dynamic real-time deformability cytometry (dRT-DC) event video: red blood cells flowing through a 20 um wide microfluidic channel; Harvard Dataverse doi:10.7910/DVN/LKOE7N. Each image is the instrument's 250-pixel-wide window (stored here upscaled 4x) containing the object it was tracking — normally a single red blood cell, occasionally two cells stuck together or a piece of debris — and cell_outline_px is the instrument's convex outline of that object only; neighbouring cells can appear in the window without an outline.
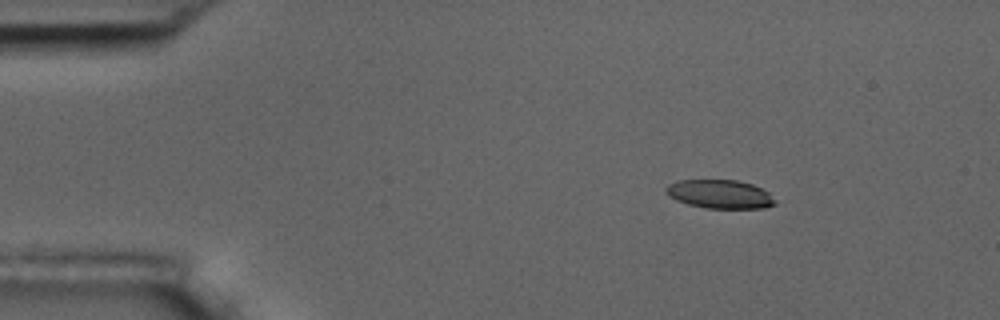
{"species": "common noctule bat (a hibernating species)", "species_latin": "Nyctalus noctula", "temperature_condition": "room temperature", "stored_images_in_passage": 5, "camera_frame_rate_fps": 3000, "um_per_image_px": 0.085, "animal": {"sex": "male", "body_mass_g": 17.5, "forearm_length_mm": 52.3}, "frame": {"image": 1, "passage_image": 2, "time_ms": 1.333, "image_size_px": [1000, 320], "cell_outline_px": [[776, 204], [764, 208], [708, 208], [688, 204], [676, 200], [668, 196], [664, 192], [664, 188], [668, 184], [676, 180], [736, 180], [752, 184], [768, 192]], "centroid_in_image_um": [61.13, 16.49], "position_along_channel_um": 23.9, "area_um2": 18.21}}
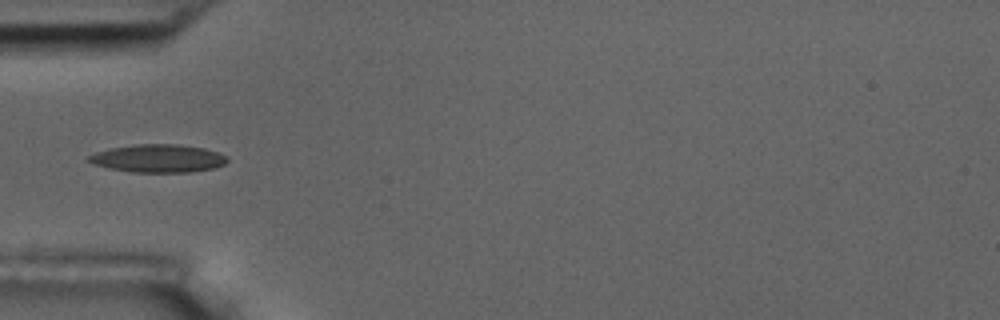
{"frame": {"image": 2, "passage_image": 5, "time_ms": 4.667, "image_size_px": [1000, 320], "cell_outline_px": [[228, 160], [224, 164], [216, 168], [192, 172], [132, 172], [108, 168], [92, 164], [88, 160], [88, 156], [96, 152], [108, 148], [136, 144], [176, 144], [204, 148], [220, 152], [228, 156]], "centroid_in_image_um": [13.47, 13.46], "position_along_channel_um": 71.5, "area_um2": 22.83}}